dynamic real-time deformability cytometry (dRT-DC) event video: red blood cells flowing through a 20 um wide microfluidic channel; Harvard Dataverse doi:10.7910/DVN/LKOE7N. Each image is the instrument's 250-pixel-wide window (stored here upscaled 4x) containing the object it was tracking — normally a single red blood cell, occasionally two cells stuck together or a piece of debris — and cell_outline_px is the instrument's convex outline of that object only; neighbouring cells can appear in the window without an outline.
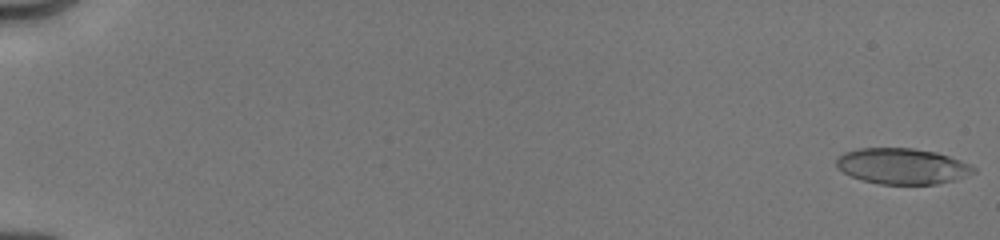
{"species": "human", "species_latin": "Homo sapiens", "temperature_condition": "cold", "stored_images_in_passage": 13, "camera_frame_rate_fps": 3000, "um_per_image_px": 0.085, "donor": {"sex": "male"}, "frame": {"image": 1, "passage_image": 1, "time_ms": 0.0, "image_size_px": [1000, 240], "cell_outline_px": [[976, 172], [952, 180], [936, 184], [880, 184], [860, 180], [844, 172], [836, 164], [836, 160], [844, 152], [860, 148], [912, 148], [936, 152], [960, 160], [976, 168]], "centroid_in_image_um": [76.68, 14.12], "position_along_channel_um": 8.3, "area_um2": 28.38}}
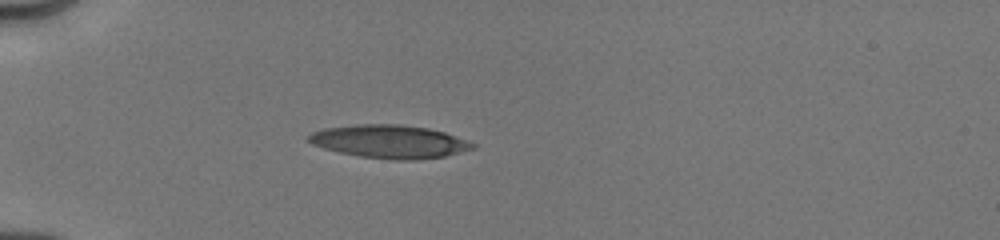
{"frame": {"image": 2, "passage_image": 10, "time_ms": 5.333, "image_size_px": [1000, 240], "cell_outline_px": [[476, 148], [444, 156], [416, 160], [396, 160], [360, 156], [340, 152], [324, 148], [312, 144], [304, 136], [312, 132], [324, 128], [356, 124], [400, 124], [428, 128], [444, 132], [476, 144]], "centroid_in_image_um": [33.09, 12.03], "position_along_channel_um": 51.9, "area_um2": 31.67}}
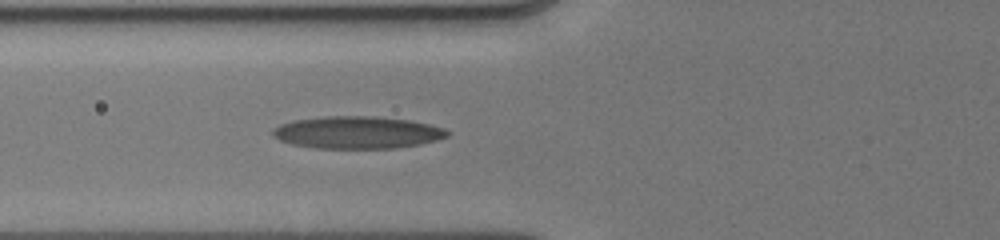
{"frame": {"image": 3, "passage_image": 13, "time_ms": 7.0, "image_size_px": [1000, 240], "cell_outline_px": [[448, 136], [436, 140], [420, 144], [396, 148], [316, 148], [292, 144], [280, 140], [272, 136], [272, 128], [280, 124], [292, 120], [324, 116], [376, 116], [408, 120], [428, 124], [444, 128], [448, 132]], "centroid_in_image_um": [30.32, 11.25], "position_along_channel_um": 95.5, "area_um2": 32.89}}